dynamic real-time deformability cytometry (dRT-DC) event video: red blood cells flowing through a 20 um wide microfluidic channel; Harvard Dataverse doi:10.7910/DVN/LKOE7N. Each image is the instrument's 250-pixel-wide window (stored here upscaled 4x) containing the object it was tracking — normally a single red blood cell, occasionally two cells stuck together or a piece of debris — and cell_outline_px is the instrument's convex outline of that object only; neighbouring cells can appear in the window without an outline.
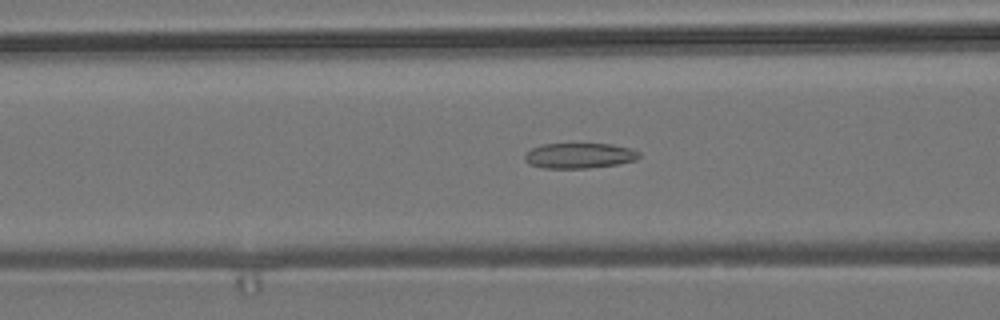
{"species": "common noctule bat (a hibernating species)", "species_latin": "Nyctalus noctula", "temperature_condition": "room temperature", "stored_images_in_passage": 56, "camera_frame_rate_fps": 3000, "um_per_image_px": 0.085, "animal": {"sex": "male", "body_mass_g": 19.2, "forearm_length_mm": 51.8}, "frame": {"image": 1, "passage_image": 22, "time_ms": 7.0, "image_size_px": [1000, 320], "cell_outline_px": [[640, 156], [636, 160], [616, 164], [588, 168], [544, 168], [528, 164], [524, 160], [524, 156], [532, 148], [540, 144], [612, 144], [632, 148], [640, 152]], "centroid_in_image_um": [49.24, 13.22], "position_along_channel_um": 117.4, "area_um2": 16.94}}
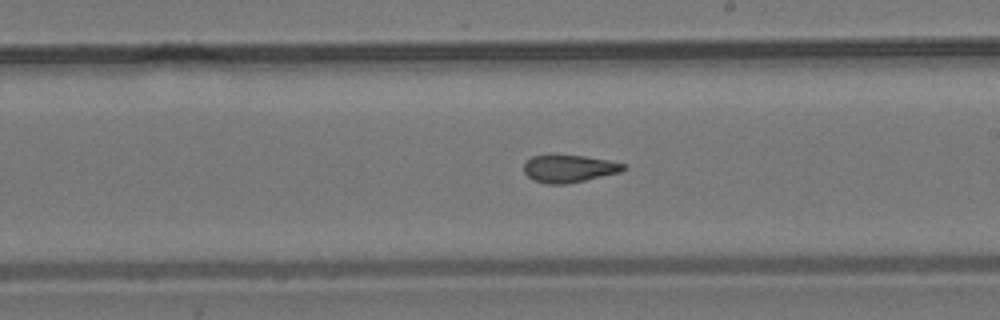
{"frame": {"image": 2, "passage_image": 32, "time_ms": 10.333, "image_size_px": [1000, 320], "cell_outline_px": [[628, 168], [620, 172], [584, 180], [564, 184], [548, 184], [532, 180], [524, 172], [524, 164], [532, 156], [584, 156], [608, 160], [624, 164]], "centroid_in_image_um": [48.37, 14.34], "position_along_channel_um": 240.6, "area_um2": 15.61}}
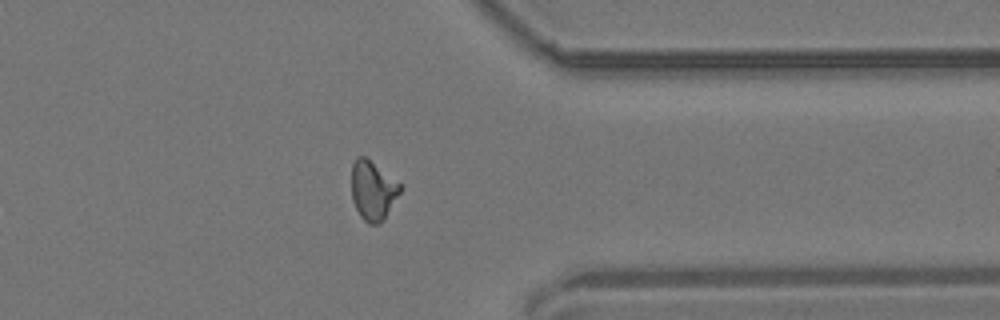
{"frame": {"image": 3, "passage_image": 44, "time_ms": 14.333, "image_size_px": [1000, 320], "cell_outline_px": [[400, 192], [384, 220], [380, 224], [368, 224], [360, 216], [352, 200], [352, 164], [356, 156], [364, 156], [400, 184]], "centroid_in_image_um": [31.67, 16.21], "position_along_channel_um": 379.7, "area_um2": 16.53}, "authors_computed_cell_mechanics": {"area_um2": 16.9065, "velocity_mm_per_s": 3.6991, "shape_relaxation_time_tau1_ms": null, "shape_relaxation_time_tau2_ms": 1.9108, "deformation_change_tau1": null, "deformation_change_tau2": 0.0918}}